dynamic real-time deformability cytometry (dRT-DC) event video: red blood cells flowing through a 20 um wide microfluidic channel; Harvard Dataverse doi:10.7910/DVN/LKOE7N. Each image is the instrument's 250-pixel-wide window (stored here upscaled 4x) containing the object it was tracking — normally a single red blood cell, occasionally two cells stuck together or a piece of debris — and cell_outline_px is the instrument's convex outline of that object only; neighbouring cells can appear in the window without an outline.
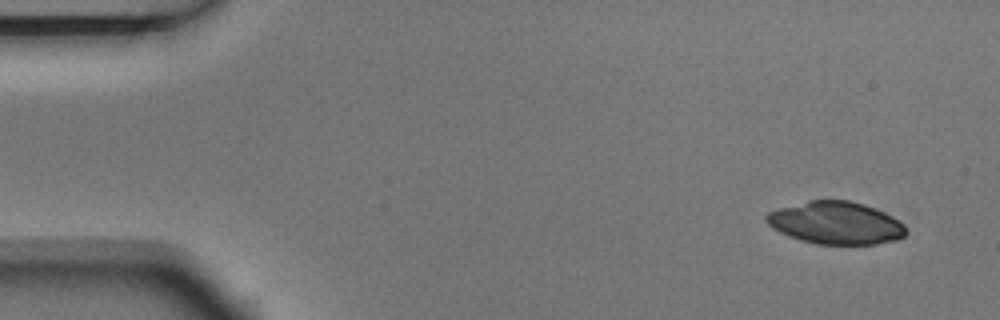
{"species": "Egyptian fruit bat (a non-hibernating species)", "species_latin": "Rousettus aegyptiacus", "temperature_condition": "room temperature", "stored_images_in_passage": 4, "camera_frame_rate_fps": 3000, "um_per_image_px": 0.085, "animal": {"sex": "male"}, "frame": {"image": 1, "passage_image": 1, "time_ms": 0.0, "image_size_px": [1000, 320], "cell_outline_px": [[908, 232], [904, 236], [896, 240], [876, 244], [816, 244], [800, 240], [788, 236], [772, 228], [764, 220], [764, 216], [768, 212], [780, 208], [808, 200], [848, 200], [864, 204], [884, 212], [892, 216], [904, 224]], "centroid_in_image_um": [71.04, 18.95], "position_along_channel_um": 14.0, "area_um2": 34.74}}